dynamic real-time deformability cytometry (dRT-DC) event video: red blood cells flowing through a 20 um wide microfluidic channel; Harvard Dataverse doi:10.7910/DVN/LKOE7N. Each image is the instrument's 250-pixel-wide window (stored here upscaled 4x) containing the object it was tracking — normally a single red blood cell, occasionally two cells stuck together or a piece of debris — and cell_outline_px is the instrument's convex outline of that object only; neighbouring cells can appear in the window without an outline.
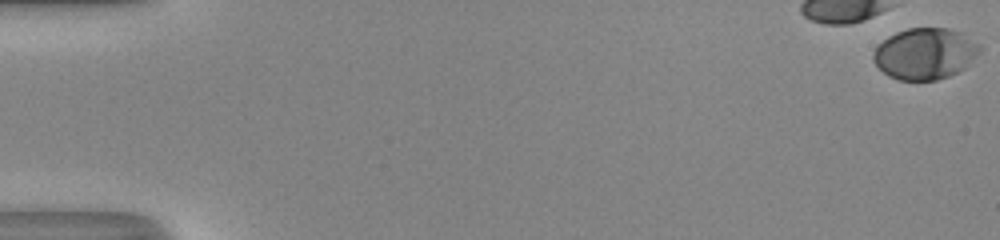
{"species": "human", "species_latin": "Homo sapiens", "temperature_condition": "room temperature", "stored_images_in_passage": 19, "camera_frame_rate_fps": 3000, "um_per_image_px": 0.085, "donor": {"sex": "male"}, "frame": {"image": 1, "passage_image": 1, "time_ms": 0.0, "image_size_px": [1000, 240], "cell_outline_px": [[984, 48], [964, 68], [948, 76], [936, 80], [900, 80], [888, 76], [872, 60], [872, 56], [876, 48], [888, 36], [896, 32], [908, 28], [948, 28], [960, 32], [980, 44]], "centroid_in_image_um": [78.64, 4.55], "position_along_channel_um": 6.4, "area_um2": 31.67}}